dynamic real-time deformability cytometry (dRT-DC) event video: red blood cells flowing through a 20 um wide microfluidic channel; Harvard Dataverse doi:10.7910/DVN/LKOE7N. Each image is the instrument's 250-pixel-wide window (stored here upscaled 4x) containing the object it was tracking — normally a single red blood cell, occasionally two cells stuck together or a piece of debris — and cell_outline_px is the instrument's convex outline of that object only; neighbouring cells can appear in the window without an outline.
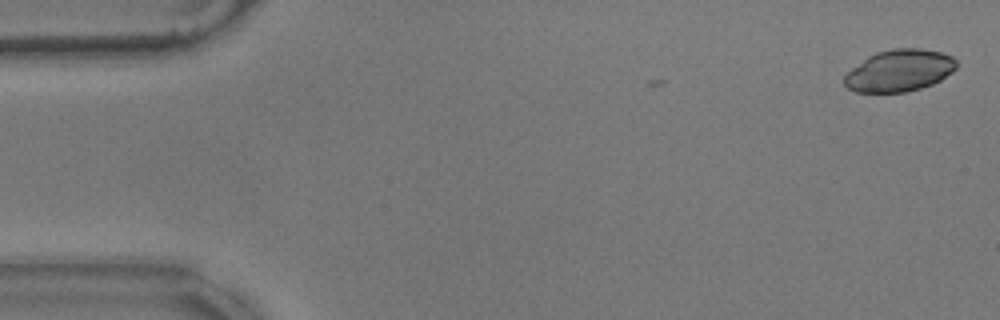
{"species": "common noctule bat (a hibernating species)", "species_latin": "Nyctalus noctula", "temperature_condition": "warm", "stored_images_in_passage": 3, "camera_frame_rate_fps": 3000, "um_per_image_px": 0.085, "animal": {"sex": "male", "body_mass_g": 17.9}, "frame": {"image": 1, "passage_image": 3, "time_ms": 0.667, "image_size_px": [1000, 320], "cell_outline_px": [[956, 68], [952, 72], [940, 80], [932, 84], [920, 88], [904, 92], [856, 92], [848, 88], [844, 84], [844, 76], [852, 68], [868, 56], [876, 52], [892, 48], [920, 48], [940, 52], [952, 56], [956, 60]], "centroid_in_image_um": [76.44, 5.99], "position_along_channel_um": 8.6, "area_um2": 27.28}}